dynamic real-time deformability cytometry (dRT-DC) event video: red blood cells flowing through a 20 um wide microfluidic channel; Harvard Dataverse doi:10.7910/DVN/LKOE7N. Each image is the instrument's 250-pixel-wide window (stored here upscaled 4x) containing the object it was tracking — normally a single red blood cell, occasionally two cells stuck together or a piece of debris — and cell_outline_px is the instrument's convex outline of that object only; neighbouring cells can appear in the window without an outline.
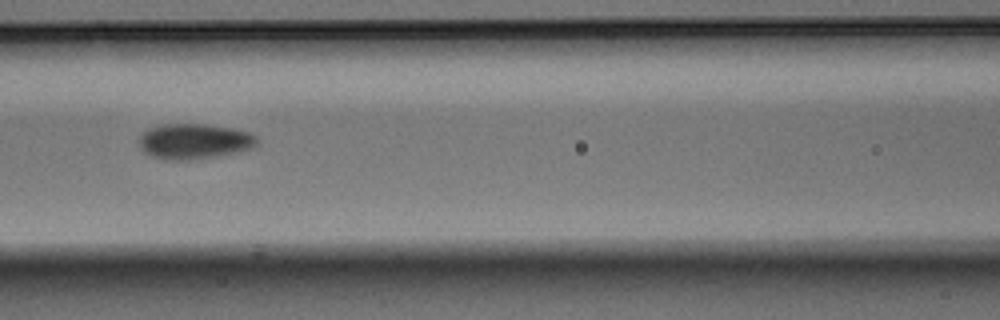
{"species": "Egyptian fruit bat (a non-hibernating species)", "species_latin": "Rousettus aegyptiacus", "temperature_condition": "warm", "stored_images_in_passage": 9, "camera_frame_rate_fps": 3000, "um_per_image_px": 0.085, "animal": {"sex": "male"}, "frame": {"image": 1, "passage_image": 6, "time_ms": 1.667, "image_size_px": [1000, 320], "cell_outline_px": [[260, 140], [252, 148], [236, 152], [196, 160], [164, 160], [152, 156], [144, 152], [140, 148], [140, 136], [148, 128], [164, 124], [204, 124], [232, 128], [248, 132], [256, 136]], "centroid_in_image_um": [16.51, 12.02], "position_along_channel_um": 150.1, "area_um2": 24.39}}
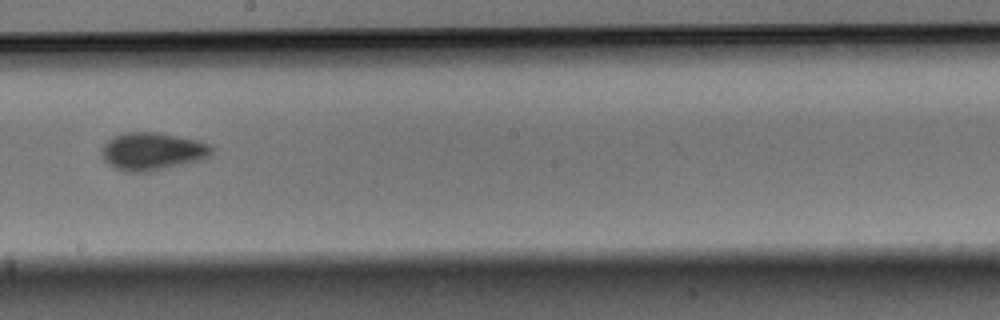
{"frame": {"image": 2, "passage_image": 8, "time_ms": 2.333, "image_size_px": [1000, 320], "cell_outline_px": [[216, 148], [208, 156], [200, 160], [148, 172], [124, 172], [108, 164], [104, 160], [104, 144], [112, 136], [128, 132], [160, 132], [196, 140], [212, 144]], "centroid_in_image_um": [12.99, 12.86], "position_along_channel_um": 235.2, "area_um2": 24.1}}
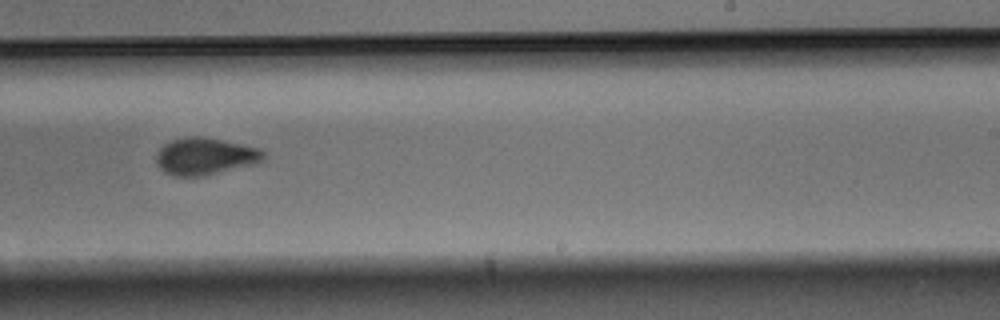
{"frame": {"image": 3, "passage_image": 9, "time_ms": 2.667, "image_size_px": [1000, 320], "cell_outline_px": [[268, 156], [264, 160], [252, 164], [204, 176], [172, 176], [164, 172], [156, 164], [156, 156], [160, 148], [164, 144], [172, 140], [188, 136], [200, 136], [260, 148], [268, 152]], "centroid_in_image_um": [17.45, 13.29], "position_along_channel_um": 271.6, "area_um2": 23.24}}